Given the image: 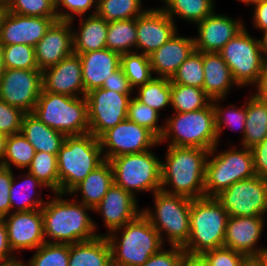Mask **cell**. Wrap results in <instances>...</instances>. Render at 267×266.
<instances>
[{
  "label": "cell",
  "instance_id": "e0dca14e",
  "mask_svg": "<svg viewBox=\"0 0 267 266\" xmlns=\"http://www.w3.org/2000/svg\"><path fill=\"white\" fill-rule=\"evenodd\" d=\"M176 24L160 6L148 7L144 14L136 18V52L151 55L178 31Z\"/></svg>",
  "mask_w": 267,
  "mask_h": 266
},
{
  "label": "cell",
  "instance_id": "d6a6232c",
  "mask_svg": "<svg viewBox=\"0 0 267 266\" xmlns=\"http://www.w3.org/2000/svg\"><path fill=\"white\" fill-rule=\"evenodd\" d=\"M160 8L176 23L175 19L197 24L215 11L214 0H162ZM176 17V18H175Z\"/></svg>",
  "mask_w": 267,
  "mask_h": 266
},
{
  "label": "cell",
  "instance_id": "f907efd6",
  "mask_svg": "<svg viewBox=\"0 0 267 266\" xmlns=\"http://www.w3.org/2000/svg\"><path fill=\"white\" fill-rule=\"evenodd\" d=\"M169 248L162 247L141 266H179L186 255L183 247L170 245Z\"/></svg>",
  "mask_w": 267,
  "mask_h": 266
},
{
  "label": "cell",
  "instance_id": "603a6c76",
  "mask_svg": "<svg viewBox=\"0 0 267 266\" xmlns=\"http://www.w3.org/2000/svg\"><path fill=\"white\" fill-rule=\"evenodd\" d=\"M265 216L228 217L223 246L255 257L263 248L258 242L264 232Z\"/></svg>",
  "mask_w": 267,
  "mask_h": 266
},
{
  "label": "cell",
  "instance_id": "f1b7e54d",
  "mask_svg": "<svg viewBox=\"0 0 267 266\" xmlns=\"http://www.w3.org/2000/svg\"><path fill=\"white\" fill-rule=\"evenodd\" d=\"M16 177L14 173L10 187L11 213L41 209L46 203L41 195L47 187L26 170Z\"/></svg>",
  "mask_w": 267,
  "mask_h": 266
},
{
  "label": "cell",
  "instance_id": "f6af8a7d",
  "mask_svg": "<svg viewBox=\"0 0 267 266\" xmlns=\"http://www.w3.org/2000/svg\"><path fill=\"white\" fill-rule=\"evenodd\" d=\"M5 69H38L35 47L26 44L2 45Z\"/></svg>",
  "mask_w": 267,
  "mask_h": 266
},
{
  "label": "cell",
  "instance_id": "6125c7cd",
  "mask_svg": "<svg viewBox=\"0 0 267 266\" xmlns=\"http://www.w3.org/2000/svg\"><path fill=\"white\" fill-rule=\"evenodd\" d=\"M7 139L8 136L0 132V164L3 162L5 155Z\"/></svg>",
  "mask_w": 267,
  "mask_h": 266
},
{
  "label": "cell",
  "instance_id": "e7e4bbea",
  "mask_svg": "<svg viewBox=\"0 0 267 266\" xmlns=\"http://www.w3.org/2000/svg\"><path fill=\"white\" fill-rule=\"evenodd\" d=\"M242 266H263L256 257H247Z\"/></svg>",
  "mask_w": 267,
  "mask_h": 266
},
{
  "label": "cell",
  "instance_id": "ee69618b",
  "mask_svg": "<svg viewBox=\"0 0 267 266\" xmlns=\"http://www.w3.org/2000/svg\"><path fill=\"white\" fill-rule=\"evenodd\" d=\"M173 83L194 86L203 89L204 68L203 52L194 51L172 76Z\"/></svg>",
  "mask_w": 267,
  "mask_h": 266
},
{
  "label": "cell",
  "instance_id": "680465c9",
  "mask_svg": "<svg viewBox=\"0 0 267 266\" xmlns=\"http://www.w3.org/2000/svg\"><path fill=\"white\" fill-rule=\"evenodd\" d=\"M179 266H208L201 256L185 255Z\"/></svg>",
  "mask_w": 267,
  "mask_h": 266
},
{
  "label": "cell",
  "instance_id": "89a4df30",
  "mask_svg": "<svg viewBox=\"0 0 267 266\" xmlns=\"http://www.w3.org/2000/svg\"><path fill=\"white\" fill-rule=\"evenodd\" d=\"M9 0H0V4L8 5Z\"/></svg>",
  "mask_w": 267,
  "mask_h": 266
},
{
  "label": "cell",
  "instance_id": "277c9868",
  "mask_svg": "<svg viewBox=\"0 0 267 266\" xmlns=\"http://www.w3.org/2000/svg\"><path fill=\"white\" fill-rule=\"evenodd\" d=\"M59 193L68 194L105 160L93 134L66 136L57 154Z\"/></svg>",
  "mask_w": 267,
  "mask_h": 266
},
{
  "label": "cell",
  "instance_id": "91938a15",
  "mask_svg": "<svg viewBox=\"0 0 267 266\" xmlns=\"http://www.w3.org/2000/svg\"><path fill=\"white\" fill-rule=\"evenodd\" d=\"M261 37L262 38H259V39H260L262 58H263L264 64H267V31L263 32Z\"/></svg>",
  "mask_w": 267,
  "mask_h": 266
},
{
  "label": "cell",
  "instance_id": "816d5d0a",
  "mask_svg": "<svg viewBox=\"0 0 267 266\" xmlns=\"http://www.w3.org/2000/svg\"><path fill=\"white\" fill-rule=\"evenodd\" d=\"M14 171L0 165V217H6L11 213L10 187L13 181Z\"/></svg>",
  "mask_w": 267,
  "mask_h": 266
},
{
  "label": "cell",
  "instance_id": "7bdbcfd3",
  "mask_svg": "<svg viewBox=\"0 0 267 266\" xmlns=\"http://www.w3.org/2000/svg\"><path fill=\"white\" fill-rule=\"evenodd\" d=\"M159 118V112L147 106L146 104L141 103L134 96L131 97L128 104L127 119L148 129L158 139L161 138L164 132V121L160 126L158 124Z\"/></svg>",
  "mask_w": 267,
  "mask_h": 266
},
{
  "label": "cell",
  "instance_id": "836d02e7",
  "mask_svg": "<svg viewBox=\"0 0 267 266\" xmlns=\"http://www.w3.org/2000/svg\"><path fill=\"white\" fill-rule=\"evenodd\" d=\"M136 43V18L108 22L107 49L119 54L136 52Z\"/></svg>",
  "mask_w": 267,
  "mask_h": 266
},
{
  "label": "cell",
  "instance_id": "7402d4cb",
  "mask_svg": "<svg viewBox=\"0 0 267 266\" xmlns=\"http://www.w3.org/2000/svg\"><path fill=\"white\" fill-rule=\"evenodd\" d=\"M72 25L70 21H55L36 44L35 59L38 69L43 71L74 53Z\"/></svg>",
  "mask_w": 267,
  "mask_h": 266
},
{
  "label": "cell",
  "instance_id": "484cf974",
  "mask_svg": "<svg viewBox=\"0 0 267 266\" xmlns=\"http://www.w3.org/2000/svg\"><path fill=\"white\" fill-rule=\"evenodd\" d=\"M203 90L211 99H226L231 89L240 88L219 52H203Z\"/></svg>",
  "mask_w": 267,
  "mask_h": 266
},
{
  "label": "cell",
  "instance_id": "f546056e",
  "mask_svg": "<svg viewBox=\"0 0 267 266\" xmlns=\"http://www.w3.org/2000/svg\"><path fill=\"white\" fill-rule=\"evenodd\" d=\"M68 266H112V251L106 236L69 244Z\"/></svg>",
  "mask_w": 267,
  "mask_h": 266
},
{
  "label": "cell",
  "instance_id": "e575fe53",
  "mask_svg": "<svg viewBox=\"0 0 267 266\" xmlns=\"http://www.w3.org/2000/svg\"><path fill=\"white\" fill-rule=\"evenodd\" d=\"M134 97L157 112L171 106V79L153 76L147 83L136 88Z\"/></svg>",
  "mask_w": 267,
  "mask_h": 266
},
{
  "label": "cell",
  "instance_id": "5bb4252c",
  "mask_svg": "<svg viewBox=\"0 0 267 266\" xmlns=\"http://www.w3.org/2000/svg\"><path fill=\"white\" fill-rule=\"evenodd\" d=\"M104 160L123 154L142 153L159 145V139L148 129L125 119L100 137Z\"/></svg>",
  "mask_w": 267,
  "mask_h": 266
},
{
  "label": "cell",
  "instance_id": "d590c367",
  "mask_svg": "<svg viewBox=\"0 0 267 266\" xmlns=\"http://www.w3.org/2000/svg\"><path fill=\"white\" fill-rule=\"evenodd\" d=\"M211 99L201 88L173 83L171 81V110L191 112L201 110L211 103Z\"/></svg>",
  "mask_w": 267,
  "mask_h": 266
},
{
  "label": "cell",
  "instance_id": "9a60e30c",
  "mask_svg": "<svg viewBox=\"0 0 267 266\" xmlns=\"http://www.w3.org/2000/svg\"><path fill=\"white\" fill-rule=\"evenodd\" d=\"M43 90L40 69H5L0 75V99L32 113Z\"/></svg>",
  "mask_w": 267,
  "mask_h": 266
},
{
  "label": "cell",
  "instance_id": "7dc6e473",
  "mask_svg": "<svg viewBox=\"0 0 267 266\" xmlns=\"http://www.w3.org/2000/svg\"><path fill=\"white\" fill-rule=\"evenodd\" d=\"M55 10L58 20L74 23L75 17L89 15L88 11L90 15L96 14L97 0H55Z\"/></svg>",
  "mask_w": 267,
  "mask_h": 266
},
{
  "label": "cell",
  "instance_id": "74e56055",
  "mask_svg": "<svg viewBox=\"0 0 267 266\" xmlns=\"http://www.w3.org/2000/svg\"><path fill=\"white\" fill-rule=\"evenodd\" d=\"M34 147L27 141L21 132L9 135L3 162L0 164L13 170H23L31 165L35 156Z\"/></svg>",
  "mask_w": 267,
  "mask_h": 266
},
{
  "label": "cell",
  "instance_id": "2e32d148",
  "mask_svg": "<svg viewBox=\"0 0 267 266\" xmlns=\"http://www.w3.org/2000/svg\"><path fill=\"white\" fill-rule=\"evenodd\" d=\"M4 223L14 254L35 250L46 242L41 209L10 213L4 217Z\"/></svg>",
  "mask_w": 267,
  "mask_h": 266
},
{
  "label": "cell",
  "instance_id": "8d00e7d4",
  "mask_svg": "<svg viewBox=\"0 0 267 266\" xmlns=\"http://www.w3.org/2000/svg\"><path fill=\"white\" fill-rule=\"evenodd\" d=\"M226 99L212 100V105L215 111V128L218 138V145L222 132L225 128L231 130L240 131L241 140L245 134V121H246V101L240 107L234 104L227 105L228 107H222L220 103Z\"/></svg>",
  "mask_w": 267,
  "mask_h": 266
},
{
  "label": "cell",
  "instance_id": "b9f144b4",
  "mask_svg": "<svg viewBox=\"0 0 267 266\" xmlns=\"http://www.w3.org/2000/svg\"><path fill=\"white\" fill-rule=\"evenodd\" d=\"M26 266H68L69 244L45 242L34 250Z\"/></svg>",
  "mask_w": 267,
  "mask_h": 266
},
{
  "label": "cell",
  "instance_id": "94428289",
  "mask_svg": "<svg viewBox=\"0 0 267 266\" xmlns=\"http://www.w3.org/2000/svg\"><path fill=\"white\" fill-rule=\"evenodd\" d=\"M26 261L23 259H19V257H15L9 260L0 261V266H26Z\"/></svg>",
  "mask_w": 267,
  "mask_h": 266
},
{
  "label": "cell",
  "instance_id": "6f0895ef",
  "mask_svg": "<svg viewBox=\"0 0 267 266\" xmlns=\"http://www.w3.org/2000/svg\"><path fill=\"white\" fill-rule=\"evenodd\" d=\"M256 88L254 94L258 99L267 101V64L264 65L263 71L257 83L253 86Z\"/></svg>",
  "mask_w": 267,
  "mask_h": 266
},
{
  "label": "cell",
  "instance_id": "d6986e66",
  "mask_svg": "<svg viewBox=\"0 0 267 266\" xmlns=\"http://www.w3.org/2000/svg\"><path fill=\"white\" fill-rule=\"evenodd\" d=\"M197 35L193 37L198 52H219L225 44L245 28L241 19L213 12L195 24Z\"/></svg>",
  "mask_w": 267,
  "mask_h": 266
},
{
  "label": "cell",
  "instance_id": "db71d44e",
  "mask_svg": "<svg viewBox=\"0 0 267 266\" xmlns=\"http://www.w3.org/2000/svg\"><path fill=\"white\" fill-rule=\"evenodd\" d=\"M255 175L267 179V138L251 148Z\"/></svg>",
  "mask_w": 267,
  "mask_h": 266
},
{
  "label": "cell",
  "instance_id": "ffe728a7",
  "mask_svg": "<svg viewBox=\"0 0 267 266\" xmlns=\"http://www.w3.org/2000/svg\"><path fill=\"white\" fill-rule=\"evenodd\" d=\"M138 199L115 183L109 188L101 202L93 209L103 218V225L108 235L113 230L123 227L129 221L135 219L142 209L138 205Z\"/></svg>",
  "mask_w": 267,
  "mask_h": 266
},
{
  "label": "cell",
  "instance_id": "9c48e42d",
  "mask_svg": "<svg viewBox=\"0 0 267 266\" xmlns=\"http://www.w3.org/2000/svg\"><path fill=\"white\" fill-rule=\"evenodd\" d=\"M32 114L65 136L89 133L86 96L72 97L49 93L43 89Z\"/></svg>",
  "mask_w": 267,
  "mask_h": 266
},
{
  "label": "cell",
  "instance_id": "8992f818",
  "mask_svg": "<svg viewBox=\"0 0 267 266\" xmlns=\"http://www.w3.org/2000/svg\"><path fill=\"white\" fill-rule=\"evenodd\" d=\"M164 121L159 145L169 140L166 146L199 147L211 151L218 144L212 102L201 110L173 112Z\"/></svg>",
  "mask_w": 267,
  "mask_h": 266
},
{
  "label": "cell",
  "instance_id": "ba28073f",
  "mask_svg": "<svg viewBox=\"0 0 267 266\" xmlns=\"http://www.w3.org/2000/svg\"><path fill=\"white\" fill-rule=\"evenodd\" d=\"M218 144L208 153L205 164L204 196L215 197L235 182L255 176L253 153L249 148L230 145L218 152Z\"/></svg>",
  "mask_w": 267,
  "mask_h": 266
},
{
  "label": "cell",
  "instance_id": "4dcf8cb0",
  "mask_svg": "<svg viewBox=\"0 0 267 266\" xmlns=\"http://www.w3.org/2000/svg\"><path fill=\"white\" fill-rule=\"evenodd\" d=\"M20 132L36 152L49 154H58L66 137L63 133L48 127L32 113H26L23 117Z\"/></svg>",
  "mask_w": 267,
  "mask_h": 266
},
{
  "label": "cell",
  "instance_id": "7c38bea8",
  "mask_svg": "<svg viewBox=\"0 0 267 266\" xmlns=\"http://www.w3.org/2000/svg\"><path fill=\"white\" fill-rule=\"evenodd\" d=\"M215 198L229 217L266 216L267 179L255 175L235 182Z\"/></svg>",
  "mask_w": 267,
  "mask_h": 266
},
{
  "label": "cell",
  "instance_id": "52a82bcc",
  "mask_svg": "<svg viewBox=\"0 0 267 266\" xmlns=\"http://www.w3.org/2000/svg\"><path fill=\"white\" fill-rule=\"evenodd\" d=\"M153 198V210L151 207H145L142 208V213L159 232L164 244L183 247L190 238L192 199L162 190L156 191Z\"/></svg>",
  "mask_w": 267,
  "mask_h": 266
},
{
  "label": "cell",
  "instance_id": "f35d334b",
  "mask_svg": "<svg viewBox=\"0 0 267 266\" xmlns=\"http://www.w3.org/2000/svg\"><path fill=\"white\" fill-rule=\"evenodd\" d=\"M142 0H97L96 14L107 22L137 18L148 9Z\"/></svg>",
  "mask_w": 267,
  "mask_h": 266
},
{
  "label": "cell",
  "instance_id": "a7ac6f4b",
  "mask_svg": "<svg viewBox=\"0 0 267 266\" xmlns=\"http://www.w3.org/2000/svg\"><path fill=\"white\" fill-rule=\"evenodd\" d=\"M5 70L4 64H3V51H2V45H0V75Z\"/></svg>",
  "mask_w": 267,
  "mask_h": 266
},
{
  "label": "cell",
  "instance_id": "44dd1931",
  "mask_svg": "<svg viewBox=\"0 0 267 266\" xmlns=\"http://www.w3.org/2000/svg\"><path fill=\"white\" fill-rule=\"evenodd\" d=\"M43 89L54 94L72 97L86 96L82 81V64L78 54H71L58 64L42 71Z\"/></svg>",
  "mask_w": 267,
  "mask_h": 266
},
{
  "label": "cell",
  "instance_id": "d4e9b609",
  "mask_svg": "<svg viewBox=\"0 0 267 266\" xmlns=\"http://www.w3.org/2000/svg\"><path fill=\"white\" fill-rule=\"evenodd\" d=\"M78 55L82 64V81L86 93L101 88L109 75L120 68L121 54L107 48Z\"/></svg>",
  "mask_w": 267,
  "mask_h": 266
},
{
  "label": "cell",
  "instance_id": "1f68e13d",
  "mask_svg": "<svg viewBox=\"0 0 267 266\" xmlns=\"http://www.w3.org/2000/svg\"><path fill=\"white\" fill-rule=\"evenodd\" d=\"M267 138V101L258 99L254 94L247 97L245 134L240 146L253 148Z\"/></svg>",
  "mask_w": 267,
  "mask_h": 266
},
{
  "label": "cell",
  "instance_id": "ab89813d",
  "mask_svg": "<svg viewBox=\"0 0 267 266\" xmlns=\"http://www.w3.org/2000/svg\"><path fill=\"white\" fill-rule=\"evenodd\" d=\"M27 171L45 185L51 193H59L57 154L36 152Z\"/></svg>",
  "mask_w": 267,
  "mask_h": 266
},
{
  "label": "cell",
  "instance_id": "6da1fadb",
  "mask_svg": "<svg viewBox=\"0 0 267 266\" xmlns=\"http://www.w3.org/2000/svg\"><path fill=\"white\" fill-rule=\"evenodd\" d=\"M41 208L45 241L74 244L96 238L98 223L88 214L93 208L82 204L65 193H53Z\"/></svg>",
  "mask_w": 267,
  "mask_h": 266
},
{
  "label": "cell",
  "instance_id": "5b68a950",
  "mask_svg": "<svg viewBox=\"0 0 267 266\" xmlns=\"http://www.w3.org/2000/svg\"><path fill=\"white\" fill-rule=\"evenodd\" d=\"M228 217L215 197L192 199L190 238L183 246L185 253L201 256L206 251L223 247Z\"/></svg>",
  "mask_w": 267,
  "mask_h": 266
},
{
  "label": "cell",
  "instance_id": "83f0119b",
  "mask_svg": "<svg viewBox=\"0 0 267 266\" xmlns=\"http://www.w3.org/2000/svg\"><path fill=\"white\" fill-rule=\"evenodd\" d=\"M77 18H80L79 27L74 29L72 26L74 53L82 54L106 48L108 22L97 14Z\"/></svg>",
  "mask_w": 267,
  "mask_h": 266
},
{
  "label": "cell",
  "instance_id": "be15d7a7",
  "mask_svg": "<svg viewBox=\"0 0 267 266\" xmlns=\"http://www.w3.org/2000/svg\"><path fill=\"white\" fill-rule=\"evenodd\" d=\"M255 257L263 266H267V247H263Z\"/></svg>",
  "mask_w": 267,
  "mask_h": 266
},
{
  "label": "cell",
  "instance_id": "11a10c76",
  "mask_svg": "<svg viewBox=\"0 0 267 266\" xmlns=\"http://www.w3.org/2000/svg\"><path fill=\"white\" fill-rule=\"evenodd\" d=\"M251 12L254 28L261 32L267 31V0L255 5Z\"/></svg>",
  "mask_w": 267,
  "mask_h": 266
},
{
  "label": "cell",
  "instance_id": "003e7915",
  "mask_svg": "<svg viewBox=\"0 0 267 266\" xmlns=\"http://www.w3.org/2000/svg\"><path fill=\"white\" fill-rule=\"evenodd\" d=\"M7 6L6 5H3V4H0V28H1V25H2V21H3V18L7 12Z\"/></svg>",
  "mask_w": 267,
  "mask_h": 266
},
{
  "label": "cell",
  "instance_id": "681fc988",
  "mask_svg": "<svg viewBox=\"0 0 267 266\" xmlns=\"http://www.w3.org/2000/svg\"><path fill=\"white\" fill-rule=\"evenodd\" d=\"M25 112L0 99V132L7 136L19 133Z\"/></svg>",
  "mask_w": 267,
  "mask_h": 266
},
{
  "label": "cell",
  "instance_id": "7a4b0ae2",
  "mask_svg": "<svg viewBox=\"0 0 267 266\" xmlns=\"http://www.w3.org/2000/svg\"><path fill=\"white\" fill-rule=\"evenodd\" d=\"M161 160V190L190 199L204 197L205 164L209 150L167 146Z\"/></svg>",
  "mask_w": 267,
  "mask_h": 266
},
{
  "label": "cell",
  "instance_id": "4fadbf2b",
  "mask_svg": "<svg viewBox=\"0 0 267 266\" xmlns=\"http://www.w3.org/2000/svg\"><path fill=\"white\" fill-rule=\"evenodd\" d=\"M132 95L103 88L89 91L86 94L89 132L99 138L105 131L127 119Z\"/></svg>",
  "mask_w": 267,
  "mask_h": 266
},
{
  "label": "cell",
  "instance_id": "cb8c5ba5",
  "mask_svg": "<svg viewBox=\"0 0 267 266\" xmlns=\"http://www.w3.org/2000/svg\"><path fill=\"white\" fill-rule=\"evenodd\" d=\"M193 37L179 36L177 31L160 48L149 55L155 77L172 78L179 66L195 51Z\"/></svg>",
  "mask_w": 267,
  "mask_h": 266
},
{
  "label": "cell",
  "instance_id": "03108f58",
  "mask_svg": "<svg viewBox=\"0 0 267 266\" xmlns=\"http://www.w3.org/2000/svg\"><path fill=\"white\" fill-rule=\"evenodd\" d=\"M238 1H240L241 3L243 2L246 6L251 5L254 7L255 5L260 4L264 0H238Z\"/></svg>",
  "mask_w": 267,
  "mask_h": 266
},
{
  "label": "cell",
  "instance_id": "9f6ffc18",
  "mask_svg": "<svg viewBox=\"0 0 267 266\" xmlns=\"http://www.w3.org/2000/svg\"><path fill=\"white\" fill-rule=\"evenodd\" d=\"M17 257L16 254L13 253L7 236V230L4 223V218L0 217V261L9 260Z\"/></svg>",
  "mask_w": 267,
  "mask_h": 266
},
{
  "label": "cell",
  "instance_id": "8fae6325",
  "mask_svg": "<svg viewBox=\"0 0 267 266\" xmlns=\"http://www.w3.org/2000/svg\"><path fill=\"white\" fill-rule=\"evenodd\" d=\"M252 36L245 27L219 51L231 70L234 81L241 88L253 87L263 71L260 39Z\"/></svg>",
  "mask_w": 267,
  "mask_h": 266
},
{
  "label": "cell",
  "instance_id": "3957f363",
  "mask_svg": "<svg viewBox=\"0 0 267 266\" xmlns=\"http://www.w3.org/2000/svg\"><path fill=\"white\" fill-rule=\"evenodd\" d=\"M106 237L111 246L112 266H141L165 245L142 212Z\"/></svg>",
  "mask_w": 267,
  "mask_h": 266
},
{
  "label": "cell",
  "instance_id": "4316f807",
  "mask_svg": "<svg viewBox=\"0 0 267 266\" xmlns=\"http://www.w3.org/2000/svg\"><path fill=\"white\" fill-rule=\"evenodd\" d=\"M114 184L113 170L109 161H104L68 194L82 204L95 208ZM80 194V200L76 197Z\"/></svg>",
  "mask_w": 267,
  "mask_h": 266
},
{
  "label": "cell",
  "instance_id": "ac0fdd59",
  "mask_svg": "<svg viewBox=\"0 0 267 266\" xmlns=\"http://www.w3.org/2000/svg\"><path fill=\"white\" fill-rule=\"evenodd\" d=\"M58 17L26 16L7 11L0 28V45L26 44L33 47Z\"/></svg>",
  "mask_w": 267,
  "mask_h": 266
},
{
  "label": "cell",
  "instance_id": "30bf717a",
  "mask_svg": "<svg viewBox=\"0 0 267 266\" xmlns=\"http://www.w3.org/2000/svg\"><path fill=\"white\" fill-rule=\"evenodd\" d=\"M150 150L123 154L109 160L114 183L135 198L139 192L161 190V159Z\"/></svg>",
  "mask_w": 267,
  "mask_h": 266
},
{
  "label": "cell",
  "instance_id": "c3c4849f",
  "mask_svg": "<svg viewBox=\"0 0 267 266\" xmlns=\"http://www.w3.org/2000/svg\"><path fill=\"white\" fill-rule=\"evenodd\" d=\"M201 257L208 266H242L247 258L245 254L224 246L206 251Z\"/></svg>",
  "mask_w": 267,
  "mask_h": 266
},
{
  "label": "cell",
  "instance_id": "f5cc1de1",
  "mask_svg": "<svg viewBox=\"0 0 267 266\" xmlns=\"http://www.w3.org/2000/svg\"><path fill=\"white\" fill-rule=\"evenodd\" d=\"M101 88L123 94H134V89L131 87L129 80L125 76L121 67L109 75L108 80L104 81Z\"/></svg>",
  "mask_w": 267,
  "mask_h": 266
},
{
  "label": "cell",
  "instance_id": "bcb514c9",
  "mask_svg": "<svg viewBox=\"0 0 267 266\" xmlns=\"http://www.w3.org/2000/svg\"><path fill=\"white\" fill-rule=\"evenodd\" d=\"M7 10L26 16L57 17L55 0H9Z\"/></svg>",
  "mask_w": 267,
  "mask_h": 266
},
{
  "label": "cell",
  "instance_id": "60d3db41",
  "mask_svg": "<svg viewBox=\"0 0 267 266\" xmlns=\"http://www.w3.org/2000/svg\"><path fill=\"white\" fill-rule=\"evenodd\" d=\"M120 67L134 90L147 83L154 76L149 56L142 53L121 54Z\"/></svg>",
  "mask_w": 267,
  "mask_h": 266
}]
</instances>
